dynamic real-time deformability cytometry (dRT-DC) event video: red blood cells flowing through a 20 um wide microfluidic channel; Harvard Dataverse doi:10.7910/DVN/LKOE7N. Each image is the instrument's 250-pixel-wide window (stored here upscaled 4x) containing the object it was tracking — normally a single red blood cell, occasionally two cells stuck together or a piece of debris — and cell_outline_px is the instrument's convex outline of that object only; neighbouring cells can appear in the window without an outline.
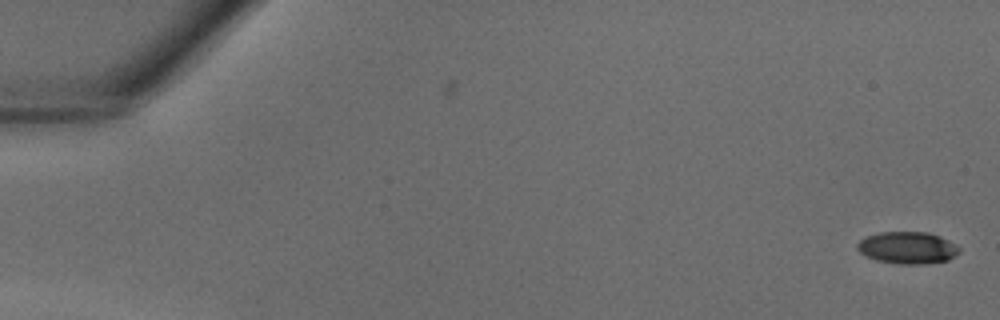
{"species": "common noctule bat (a hibernating species)", "species_latin": "Nyctalus noctula", "temperature_condition": "warm", "stored_images_in_passage": 2, "camera_frame_rate_fps": 3000, "um_per_image_px": 0.085, "animal": {"sex": "male", "body_mass_g": 18.8}, "frame": {"image": 1, "passage_image": 2, "time_ms": 0.333, "image_size_px": [1000, 320], "cell_outline_px": [[960, 252], [956, 256], [948, 260], [924, 264], [900, 264], [876, 260], [864, 256], [856, 248], [856, 244], [864, 236], [880, 232], [928, 232], [940, 236], [956, 244], [960, 248]], "centroid_in_image_um": [77.13, 21.06], "position_along_channel_um": 7.9, "area_um2": 19.31}}